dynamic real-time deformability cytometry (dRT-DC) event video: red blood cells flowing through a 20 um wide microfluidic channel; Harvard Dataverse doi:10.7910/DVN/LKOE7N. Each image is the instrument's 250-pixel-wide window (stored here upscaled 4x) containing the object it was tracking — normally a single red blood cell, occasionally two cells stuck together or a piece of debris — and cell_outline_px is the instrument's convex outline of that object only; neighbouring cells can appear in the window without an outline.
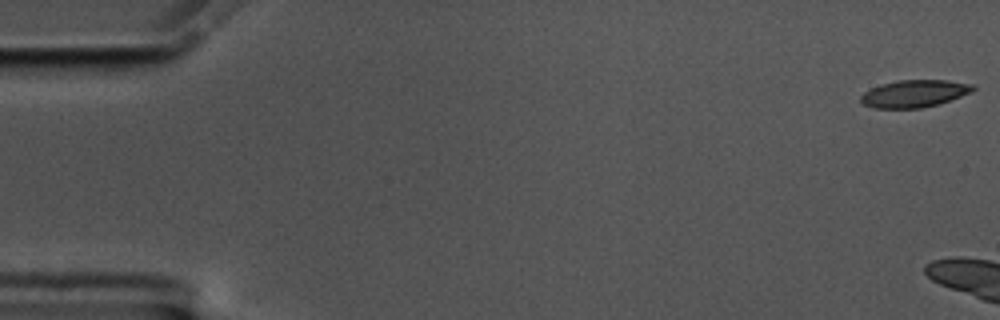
{"species": "common noctule bat (a hibernating species)", "species_latin": "Nyctalus noctula", "temperature_condition": "cold", "stored_images_in_passage": 6, "camera_frame_rate_fps": 3000, "um_per_image_px": 0.085, "animal": {"sex": "male", "body_mass_g": 17.5, "forearm_length_mm": 52.3}, "frame": {"image": 1, "passage_image": 1, "time_ms": 0.0, "image_size_px": [1000, 320], "cell_outline_px": [[976, 88], [972, 92], [940, 104], [920, 108], [872, 108], [864, 104], [860, 100], [860, 96], [864, 92], [880, 84], [900, 80], [948, 80], [972, 84]], "centroid_in_image_um": [77.73, 7.96], "position_along_channel_um": 7.3, "area_um2": 17.92}}